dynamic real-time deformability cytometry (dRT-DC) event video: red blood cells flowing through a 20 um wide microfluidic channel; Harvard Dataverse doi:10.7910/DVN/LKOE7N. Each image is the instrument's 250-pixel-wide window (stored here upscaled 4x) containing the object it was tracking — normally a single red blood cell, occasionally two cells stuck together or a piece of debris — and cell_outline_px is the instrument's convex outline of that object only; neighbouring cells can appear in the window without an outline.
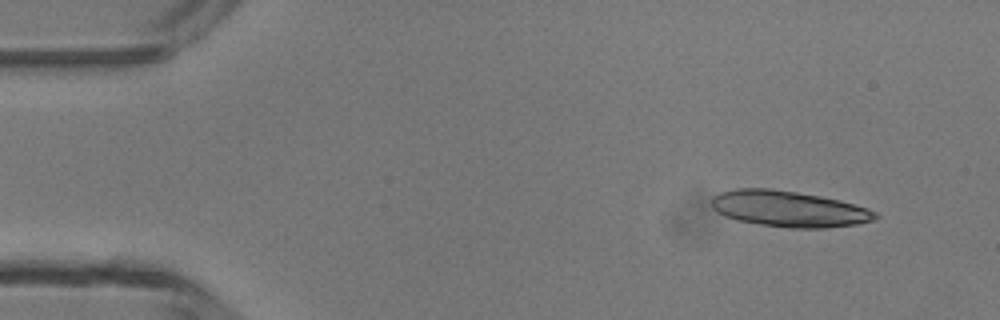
{"species": "common noctule bat (a hibernating species)", "species_latin": "Nyctalus noctula", "temperature_condition": "room temperature", "stored_images_in_passage": 4, "camera_frame_rate_fps": 3000, "um_per_image_px": 0.085, "animal": {"sex": "male", "body_mass_g": 13.3}, "frame": {"image": 1, "passage_image": 1, "time_ms": 0.0, "image_size_px": [1000, 320], "cell_outline_px": [[880, 216], [876, 220], [856, 224], [828, 228], [788, 228], [736, 220], [724, 216], [716, 212], [712, 208], [712, 196], [720, 192], [736, 188], [768, 188], [796, 192], [820, 196], [840, 200], [868, 208], [876, 212]], "centroid_in_image_um": [67.06, 17.75], "position_along_channel_um": 17.9, "area_um2": 34.56}}